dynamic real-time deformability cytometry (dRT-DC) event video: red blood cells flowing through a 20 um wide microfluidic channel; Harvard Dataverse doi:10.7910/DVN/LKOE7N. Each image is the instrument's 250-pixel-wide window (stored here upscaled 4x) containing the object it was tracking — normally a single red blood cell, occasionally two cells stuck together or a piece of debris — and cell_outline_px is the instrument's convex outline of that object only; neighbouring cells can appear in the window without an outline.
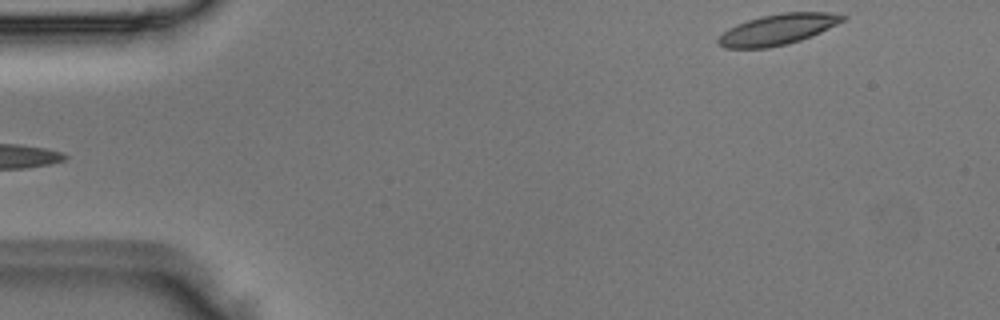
{"species": "Egyptian fruit bat (a non-hibernating species)", "species_latin": "Rousettus aegyptiacus", "temperature_condition": "room temperature", "stored_images_in_passage": 4, "camera_frame_rate_fps": 3000, "um_per_image_px": 0.085, "animal": {"sex": "male"}, "frame": {"image": 1, "passage_image": 4, "time_ms": 1.0, "image_size_px": [1000, 320], "cell_outline_px": [[848, 16], [844, 20], [820, 32], [800, 40], [788, 44], [768, 48], [724, 48], [716, 44], [716, 40], [728, 28], [736, 24], [760, 16], [780, 12], [824, 12]], "centroid_in_image_um": [66.05, 2.5], "position_along_channel_um": 18.9, "area_um2": 22.25}}